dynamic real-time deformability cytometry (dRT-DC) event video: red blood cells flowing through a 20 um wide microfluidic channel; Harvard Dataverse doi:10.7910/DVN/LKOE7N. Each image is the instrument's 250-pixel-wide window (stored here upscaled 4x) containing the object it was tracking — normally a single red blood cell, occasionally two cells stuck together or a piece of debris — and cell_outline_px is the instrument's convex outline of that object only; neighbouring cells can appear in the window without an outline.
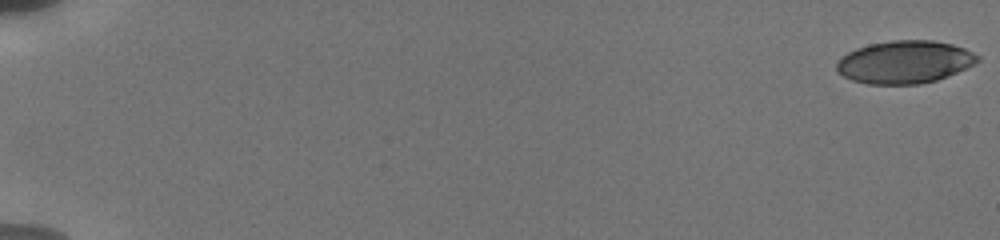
{"species": "human", "species_latin": "Homo sapiens", "temperature_condition": "cold", "stored_images_in_passage": 107, "camera_frame_rate_fps": 3000, "um_per_image_px": 0.085, "donor": {"sex": "male"}, "frame": {"image": 1, "passage_image": 1, "time_ms": 0.0, "image_size_px": [1000, 240], "cell_outline_px": [[980, 60], [956, 72], [936, 80], [920, 84], [868, 84], [852, 80], [844, 76], [836, 68], [836, 64], [848, 52], [856, 48], [868, 44], [892, 40], [932, 40], [952, 44], [964, 48], [980, 56]], "centroid_in_image_um": [76.89, 5.26], "position_along_channel_um": 8.1, "area_um2": 34.8}}
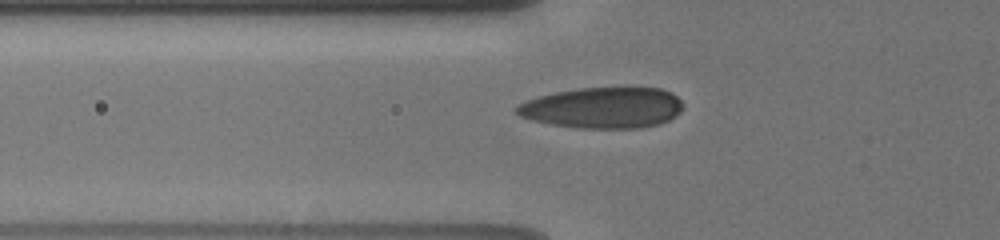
{"frame": {"image": 2, "passage_image": 54, "time_ms": 7.0, "image_size_px": [1000, 240], "cell_outline_px": [[684, 104], [680, 112], [676, 116], [660, 124], [640, 128], [576, 128], [548, 124], [532, 120], [520, 116], [512, 108], [516, 104], [524, 100], [556, 92], [580, 88], [660, 88], [672, 92]], "centroid_in_image_um": [51.22, 9.17], "position_along_channel_um": 74.6, "area_um2": 40.06}}
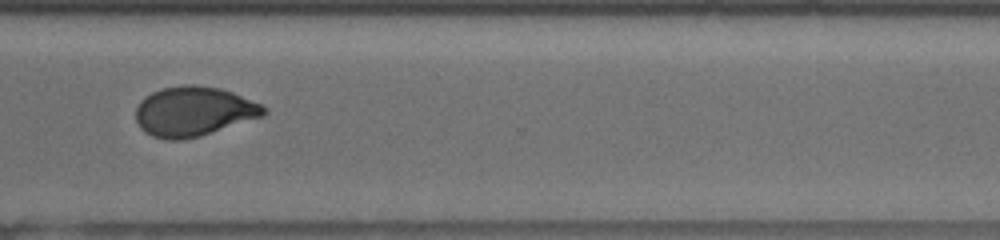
{"frame": {"image": 3, "passage_image": 106, "time_ms": 14.333, "image_size_px": [1000, 240], "cell_outline_px": [[268, 112], [264, 116], [200, 136], [184, 140], [168, 140], [152, 136], [144, 132], [140, 128], [136, 120], [136, 108], [140, 100], [144, 96], [152, 92], [164, 88], [184, 84], [196, 84], [220, 88], [232, 92], [260, 104], [268, 108]], "centroid_in_image_um": [16.45, 9.47], "position_along_channel_um": 354.1, "area_um2": 37.28}}